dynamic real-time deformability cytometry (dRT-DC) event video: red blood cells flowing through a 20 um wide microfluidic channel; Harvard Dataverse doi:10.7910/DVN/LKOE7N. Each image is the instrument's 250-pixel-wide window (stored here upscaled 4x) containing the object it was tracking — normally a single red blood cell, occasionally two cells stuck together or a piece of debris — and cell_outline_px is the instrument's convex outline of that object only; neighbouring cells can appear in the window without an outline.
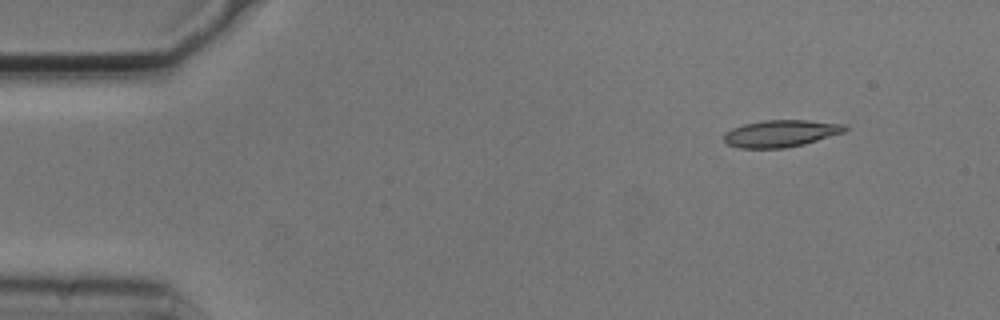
{"species": "common noctule bat (a hibernating species)", "species_latin": "Nyctalus noctula", "temperature_condition": "cold", "stored_images_in_passage": 3, "camera_frame_rate_fps": 3000, "um_per_image_px": 0.085, "animal": {"sex": "male", "body_mass_g": 20.5, "forearm_length_mm": 52.5}, "frame": {"image": 1, "passage_image": 2, "time_ms": 0.333, "image_size_px": [1000, 320], "cell_outline_px": [[848, 128], [844, 132], [804, 144], [784, 148], [740, 148], [728, 144], [724, 140], [724, 132], [732, 128], [744, 124], [764, 120], [808, 120], [844, 124]], "centroid_in_image_um": [66.36, 11.34], "position_along_channel_um": 18.6, "area_um2": 18.96}}